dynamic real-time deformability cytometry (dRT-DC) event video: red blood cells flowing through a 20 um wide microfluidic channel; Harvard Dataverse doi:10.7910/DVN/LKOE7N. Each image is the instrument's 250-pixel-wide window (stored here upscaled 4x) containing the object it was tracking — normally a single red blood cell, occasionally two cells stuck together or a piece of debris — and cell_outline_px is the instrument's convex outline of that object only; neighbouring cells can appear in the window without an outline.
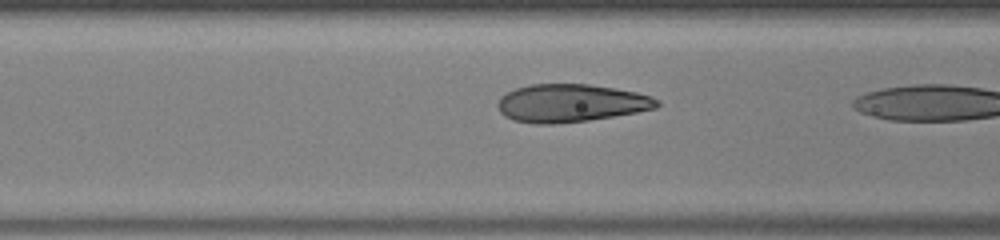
{"species": "human", "species_latin": "Homo sapiens", "temperature_condition": "warm", "stored_images_in_passage": 18, "camera_frame_rate_fps": 3000, "um_per_image_px": 0.085, "donor": {"sex": "male"}, "frame": {"image": 1, "passage_image": 17, "time_ms": 5.333, "image_size_px": [1000, 240], "cell_outline_px": [[660, 104], [656, 108], [636, 112], [588, 120], [552, 124], [536, 124], [512, 120], [504, 116], [500, 112], [496, 104], [500, 96], [516, 88], [532, 84], [588, 84], [616, 88], [636, 92], [652, 96], [660, 100]], "centroid_in_image_um": [48.51, 8.76], "position_along_channel_um": 118.1, "area_um2": 35.26}}